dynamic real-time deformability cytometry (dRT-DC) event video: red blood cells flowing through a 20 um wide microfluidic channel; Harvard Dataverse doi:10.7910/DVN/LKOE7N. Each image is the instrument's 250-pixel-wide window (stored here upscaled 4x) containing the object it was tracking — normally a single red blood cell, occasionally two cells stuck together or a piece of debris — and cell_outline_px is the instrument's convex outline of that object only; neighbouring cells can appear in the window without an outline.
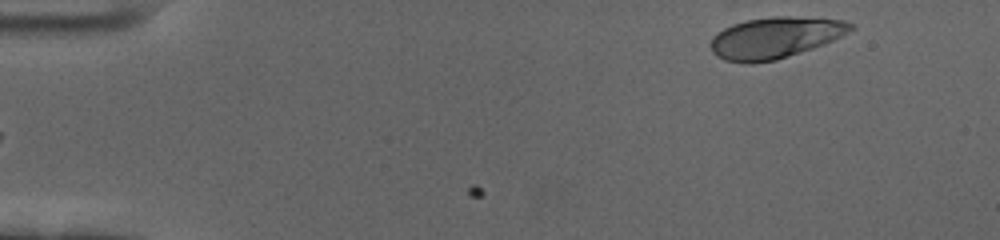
{"species": "human", "species_latin": "Homo sapiens", "temperature_condition": "cold", "stored_images_in_passage": 54, "camera_frame_rate_fps": 3000, "um_per_image_px": 0.085, "donor": {"sex": "female"}, "frame": {"image": 1, "passage_image": 1, "time_ms": 0.0, "image_size_px": [1000, 240], "cell_outline_px": [[856, 28], [824, 44], [776, 60], [752, 64], [744, 64], [724, 60], [716, 56], [712, 52], [708, 44], [712, 36], [716, 32], [732, 24], [744, 20], [772, 16], [788, 16], [844, 20], [856, 24]], "centroid_in_image_um": [65.83, 3.21], "position_along_channel_um": 19.2, "area_um2": 34.1}}
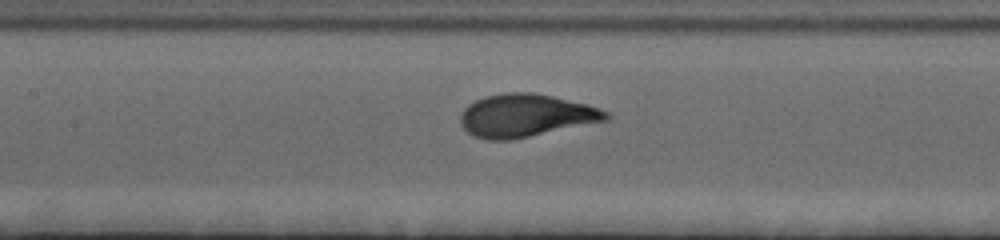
{"frame": {"image": 2, "passage_image": 23, "time_ms": 7.333, "image_size_px": [1000, 240], "cell_outline_px": [[612, 116], [608, 120], [508, 140], [488, 140], [472, 136], [460, 124], [460, 112], [468, 104], [476, 100], [488, 96], [508, 92], [532, 92], [552, 96], [588, 104], [600, 108], [608, 112]], "centroid_in_image_um": [44.68, 9.81], "position_along_channel_um": 162.7, "area_um2": 36.18}}
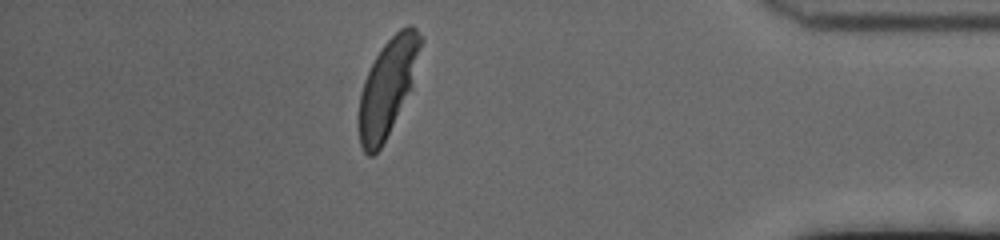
{"frame": {"image": 3, "passage_image": 47, "time_ms": 15.333, "image_size_px": [1000, 240], "cell_outline_px": [[424, 40], [412, 88], [380, 148], [372, 156], [368, 156], [364, 152], [360, 144], [356, 124], [356, 116], [360, 92], [364, 80], [376, 56], [384, 44], [400, 28], [408, 24], [412, 24], [416, 28]], "centroid_in_image_um": [32.94, 7.41], "position_along_channel_um": 402.3, "area_um2": 35.37}, "authors_computed_cell_mechanics": {"area_um2": 35.2869, "velocity_mm_per_s": 3.4395, "shape_relaxation_time_tau1_ms": 2.5236, "shape_relaxation_time_tau2_ms": null, "deformation_change_tau1": 0.1812, "deformation_change_tau2": null}}